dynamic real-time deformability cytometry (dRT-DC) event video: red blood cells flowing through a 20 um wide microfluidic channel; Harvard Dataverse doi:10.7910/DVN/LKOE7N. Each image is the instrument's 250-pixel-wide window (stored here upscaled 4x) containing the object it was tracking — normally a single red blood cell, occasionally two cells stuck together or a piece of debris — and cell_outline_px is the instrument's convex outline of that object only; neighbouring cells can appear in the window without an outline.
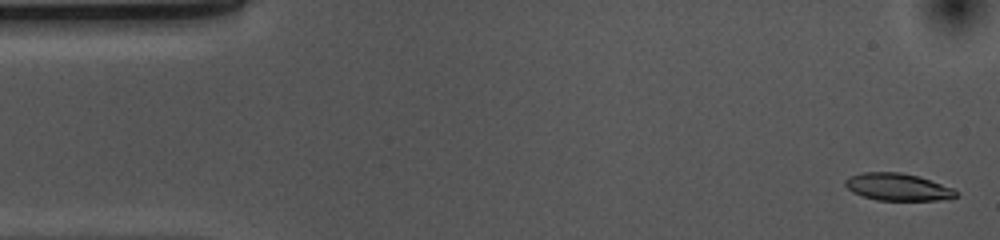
{"species": "common noctule bat (a hibernating species)", "species_latin": "Nyctalus noctula", "temperature_condition": "cold", "stored_images_in_passage": 53, "camera_frame_rate_fps": 3000, "um_per_image_px": 0.085, "animal": {"sex": "female", "body_mass_g": 10.0, "forearm_length_mm": 53.1}, "frame": {"image": 1, "passage_image": 2, "time_ms": 0.333, "image_size_px": [1000, 240], "cell_outline_px": [[956, 196], [936, 200], [876, 200], [852, 192], [844, 184], [844, 180], [848, 176], [864, 172], [900, 172], [920, 176], [952, 188], [956, 192]], "centroid_in_image_um": [76.24, 15.88], "position_along_channel_um": 8.8, "area_um2": 17.46}}
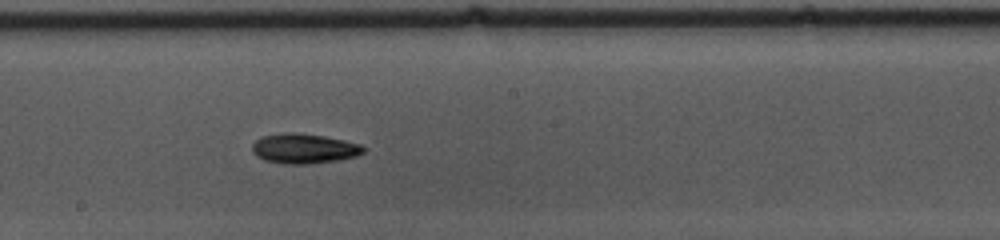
{"frame": {"image": 2, "passage_image": 28, "time_ms": 9.0, "image_size_px": [1000, 240], "cell_outline_px": [[364, 152], [356, 156], [336, 160], [304, 164], [284, 164], [264, 160], [256, 156], [252, 152], [252, 144], [260, 136], [284, 132], [296, 132], [324, 136], [344, 140], [360, 144], [364, 148]], "centroid_in_image_um": [25.79, 12.61], "position_along_channel_um": 222.4, "area_um2": 19.42}}
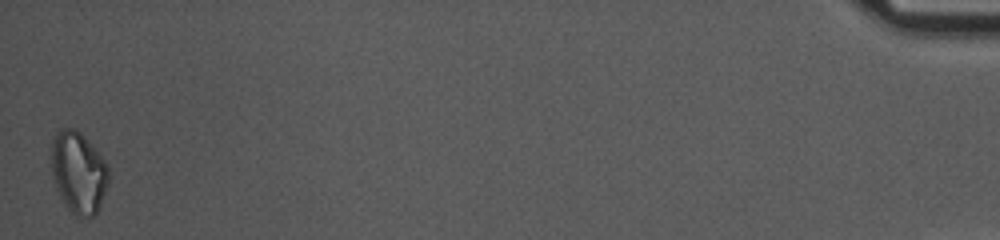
{"frame": {"image": 3, "passage_image": 53, "time_ms": 17.333, "image_size_px": [1000, 240], "cell_outline_px": [[108, 184], [100, 208], [92, 216], [76, 216], [68, 208], [56, 188], [52, 176], [52, 136], [64, 124], [80, 132], [84, 136], [108, 164]], "centroid_in_image_um": [6.67, 14.61], "position_along_channel_um": 428.5, "area_um2": 27.28}, "authors_computed_cell_mechanics": {"area_um2": 18.4382, "velocity_mm_per_s": 3.6869, "shape_relaxation_time_tau1_ms": 5.2747, "shape_relaxation_time_tau2_ms": null, "deformation_change_tau1": 0.1396, "deformation_change_tau2": null}}